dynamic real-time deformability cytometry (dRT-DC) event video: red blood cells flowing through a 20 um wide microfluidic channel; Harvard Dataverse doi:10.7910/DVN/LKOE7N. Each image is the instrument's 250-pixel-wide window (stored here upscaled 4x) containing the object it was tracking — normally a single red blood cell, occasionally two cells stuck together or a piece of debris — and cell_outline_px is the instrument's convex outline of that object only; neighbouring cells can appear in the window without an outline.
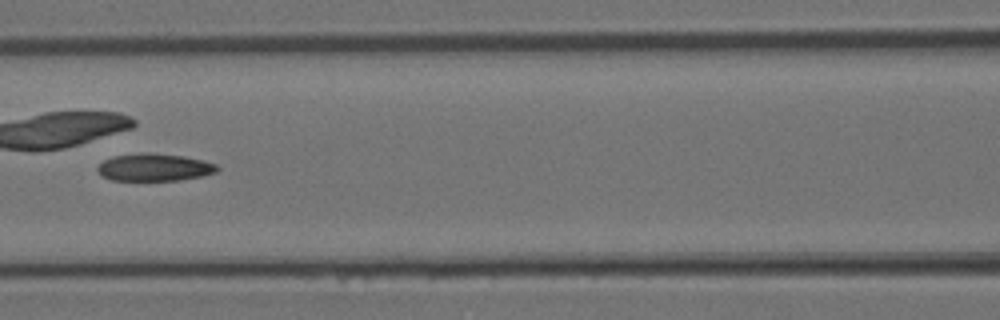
{"species": "Egyptian fruit bat (a non-hibernating species)", "species_latin": "Rousettus aegyptiacus", "temperature_condition": "room temperature", "stored_images_in_passage": 23, "camera_frame_rate_fps": 3000, "um_per_image_px": 0.085, "animal": {"sex": "female"}, "frame": {"image": 1, "passage_image": 17, "time_ms": 5.333, "image_size_px": [1000, 320], "cell_outline_px": [[220, 168], [216, 172], [204, 176], [180, 180], [112, 180], [104, 176], [96, 168], [104, 160], [112, 156], [148, 152], [184, 156], [204, 160], [216, 164]], "centroid_in_image_um": [13.17, 14.22], "position_along_channel_um": 153.4, "area_um2": 19.13}}